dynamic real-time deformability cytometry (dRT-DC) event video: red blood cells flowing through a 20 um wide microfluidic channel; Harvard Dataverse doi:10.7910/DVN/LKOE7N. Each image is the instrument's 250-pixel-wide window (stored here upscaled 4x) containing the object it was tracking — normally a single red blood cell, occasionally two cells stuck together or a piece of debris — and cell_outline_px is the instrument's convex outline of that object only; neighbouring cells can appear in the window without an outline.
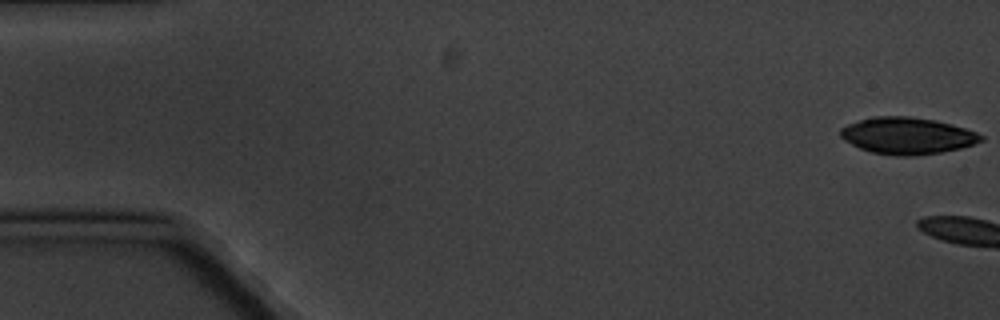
{"species": "common noctule bat (a hibernating species)", "species_latin": "Nyctalus noctula", "temperature_condition": "cold", "stored_images_in_passage": 2, "camera_frame_rate_fps": 3000, "um_per_image_px": 0.085, "animal": {"sex": "male", "body_mass_g": 20.1, "forearm_length_mm": 53.5}, "frame": {"image": 1, "passage_image": 1, "time_ms": 0.0, "image_size_px": [1000, 320], "cell_outline_px": [[984, 140], [976, 144], [960, 148], [940, 152], [912, 156], [896, 156], [872, 152], [860, 148], [844, 140], [840, 136], [840, 128], [848, 124], [872, 116], [908, 116], [936, 120], [952, 124], [976, 132], [984, 136]], "centroid_in_image_um": [77.13, 11.53], "position_along_channel_um": 7.9, "area_um2": 30.11}}